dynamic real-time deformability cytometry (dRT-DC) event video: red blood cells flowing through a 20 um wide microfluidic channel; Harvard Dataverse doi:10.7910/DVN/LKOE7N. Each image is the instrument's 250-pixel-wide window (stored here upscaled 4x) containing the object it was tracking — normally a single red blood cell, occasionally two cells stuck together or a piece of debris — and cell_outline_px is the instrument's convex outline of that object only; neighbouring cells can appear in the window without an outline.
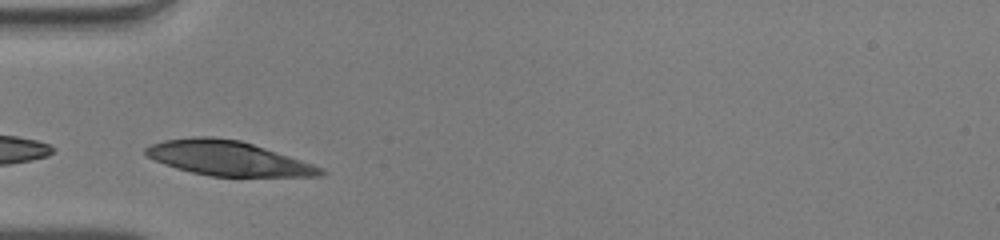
{"species": "human", "species_latin": "Homo sapiens", "temperature_condition": "warm", "stored_images_in_passage": 26, "camera_frame_rate_fps": 3000, "um_per_image_px": 0.085, "donor": {"sex": "male"}, "frame": {"image": 1, "passage_image": 1, "time_ms": 0.0, "image_size_px": [1000, 240], "cell_outline_px": [[328, 172], [324, 176], [208, 176], [176, 168], [164, 164], [148, 156], [144, 152], [144, 148], [152, 144], [164, 140], [192, 136], [212, 136], [240, 140], [324, 168]], "centroid_in_image_um": [19.37, 13.45], "position_along_channel_um": 65.6, "area_um2": 35.03}}
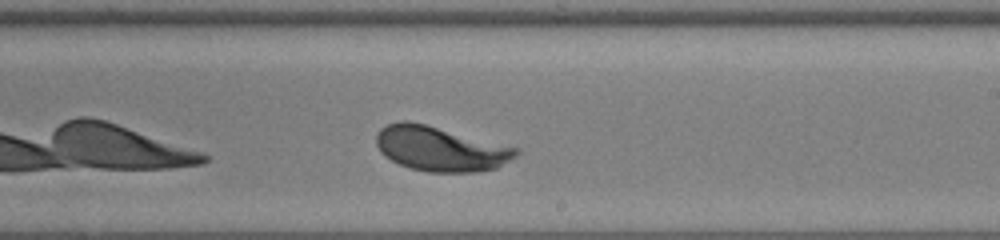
{"frame": {"image": 2, "passage_image": 15, "time_ms": 4.667, "image_size_px": [1000, 240], "cell_outline_px": [[520, 152], [516, 156], [496, 168], [476, 172], [428, 172], [412, 168], [400, 164], [384, 156], [380, 152], [376, 144], [376, 132], [380, 128], [388, 124], [400, 120], [408, 120], [520, 148]], "centroid_in_image_um": [37.42, 12.64], "position_along_channel_um": 251.6, "area_um2": 36.36}}
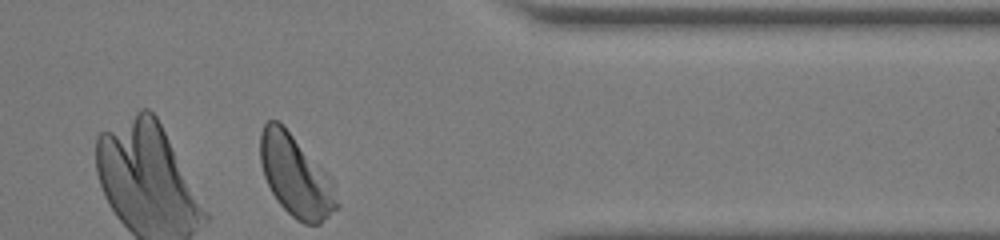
{"frame": {"image": 3, "passage_image": 26, "time_ms": 8.333, "image_size_px": [1000, 240], "cell_outline_px": [[340, 208], [320, 224], [304, 224], [296, 220], [276, 200], [264, 176], [260, 160], [260, 132], [264, 124], [268, 120], [280, 120], [284, 124], [332, 176], [340, 204]], "centroid_in_image_um": [25.19, 14.94], "position_along_channel_um": 386.2, "area_um2": 37.28}, "authors_computed_cell_mechanics": {"area_um2": 36.2984, "velocity_mm_per_s": 4.0218, "shape_relaxation_time_tau1_ms": 1.6737, "shape_relaxation_time_tau2_ms": null, "deformation_change_tau1": 0.1365, "deformation_change_tau2": null}}